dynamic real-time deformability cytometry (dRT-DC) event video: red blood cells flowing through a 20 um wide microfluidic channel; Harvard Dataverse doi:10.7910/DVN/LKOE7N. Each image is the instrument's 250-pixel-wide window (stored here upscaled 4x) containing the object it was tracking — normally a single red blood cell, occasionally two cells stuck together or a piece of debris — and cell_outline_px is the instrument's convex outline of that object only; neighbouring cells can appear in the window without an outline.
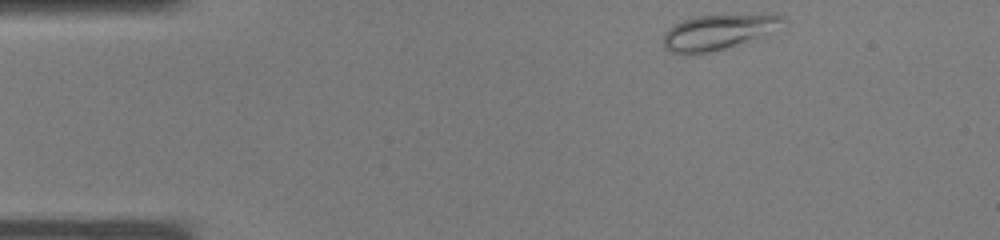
{"species": "common noctule bat (a hibernating species)", "species_latin": "Nyctalus noctula", "temperature_condition": "warm", "stored_images_in_passage": 33, "camera_frame_rate_fps": 3000, "um_per_image_px": 0.085, "animal": {"sex": "male", "body_mass_g": 19.0, "forearm_length_mm": 50.8}, "frame": {"image": 1, "passage_image": 1, "time_ms": 0.0, "image_size_px": [1000, 240], "cell_outline_px": [[784, 20], [744, 40], [724, 48], [708, 52], [688, 56], [684, 56], [672, 52], [664, 48], [664, 32], [668, 28], [684, 20], [696, 16], [764, 12], [776, 12]], "centroid_in_image_um": [60.85, 2.69], "position_along_channel_um": 24.1, "area_um2": 23.76}}
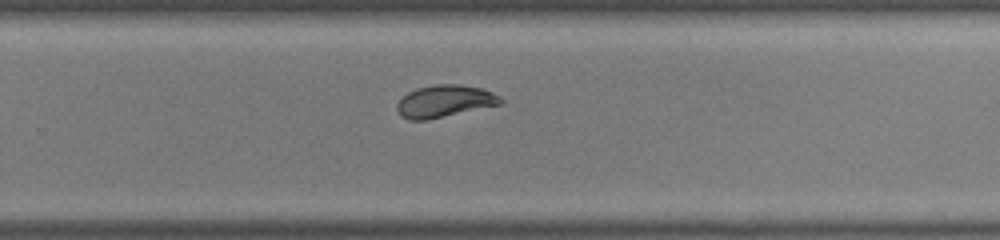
{"frame": {"image": 2, "passage_image": 20, "time_ms": 6.333, "image_size_px": [1000, 240], "cell_outline_px": [[504, 100], [500, 104], [428, 120], [408, 120], [400, 116], [396, 108], [396, 104], [408, 92], [416, 88], [436, 84], [460, 84], [480, 88], [492, 92], [500, 96]], "centroid_in_image_um": [37.76, 8.6], "position_along_channel_um": 292.0, "area_um2": 19.42}}
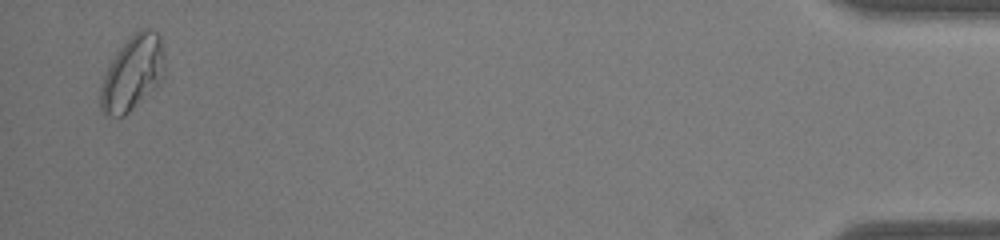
{"frame": {"image": 3, "passage_image": 32, "time_ms": 10.333, "image_size_px": [1000, 240], "cell_outline_px": [[164, 76], [124, 116], [104, 116], [100, 108], [100, 88], [104, 76], [116, 52], [132, 32], [140, 28], [148, 28], [156, 32], [160, 36], [164, 56]], "centroid_in_image_um": [11.24, 6.17], "position_along_channel_um": 424.0, "area_um2": 27.57}}